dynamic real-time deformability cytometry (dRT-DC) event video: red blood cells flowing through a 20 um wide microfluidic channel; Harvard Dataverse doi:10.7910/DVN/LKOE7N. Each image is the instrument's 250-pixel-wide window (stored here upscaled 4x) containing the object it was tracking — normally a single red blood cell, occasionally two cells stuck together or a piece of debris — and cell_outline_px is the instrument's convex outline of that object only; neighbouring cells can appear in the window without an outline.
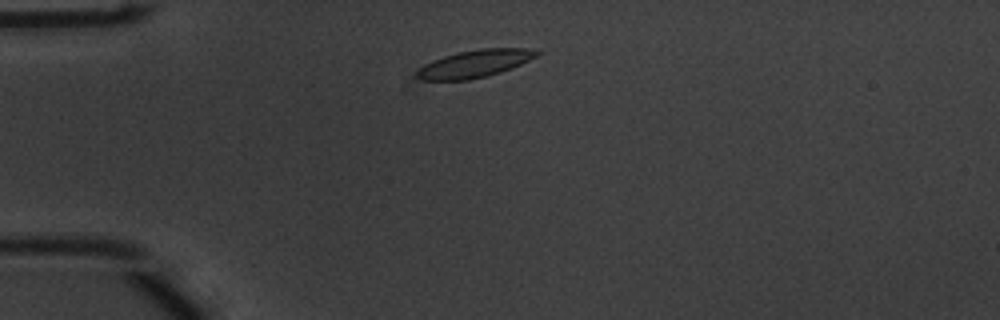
{"species": "common noctule bat (a hibernating species)", "species_latin": "Nyctalus noctula", "temperature_condition": "warm", "stored_images_in_passage": 40, "camera_frame_rate_fps": 3000, "um_per_image_px": 0.085, "animal": {"sex": "male", "body_mass_g": 20.1, "forearm_length_mm": 53.5}, "frame": {"image": 1, "passage_image": 1, "time_ms": 0.0, "image_size_px": [1000, 320], "cell_outline_px": [[540, 52], [536, 56], [512, 68], [488, 76], [468, 80], [420, 80], [416, 76], [416, 72], [424, 64], [432, 60], [444, 56], [460, 52], [480, 48], [528, 48]], "centroid_in_image_um": [40.32, 5.42], "position_along_channel_um": 44.7, "area_um2": 19.07}}
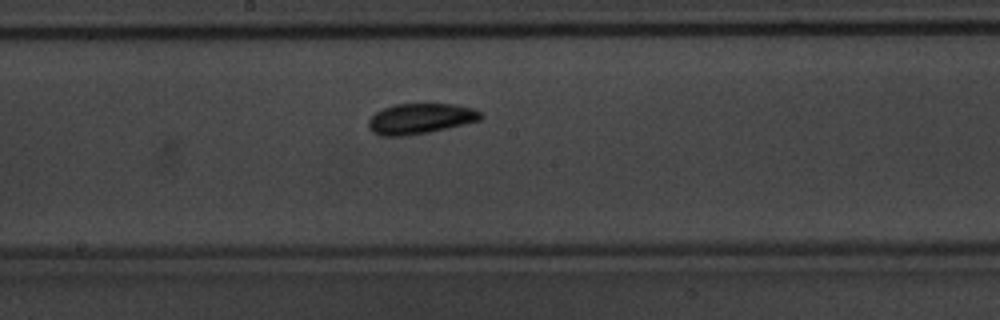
{"frame": {"image": 2, "passage_image": 16, "time_ms": 5.0, "image_size_px": [1000, 320], "cell_outline_px": [[484, 116], [480, 120], [464, 124], [428, 132], [408, 136], [380, 136], [372, 132], [368, 128], [368, 120], [376, 112], [384, 108], [396, 104], [456, 104], [472, 108], [480, 112]], "centroid_in_image_um": [35.71, 10.09], "position_along_channel_um": 212.5, "area_um2": 19.94}}
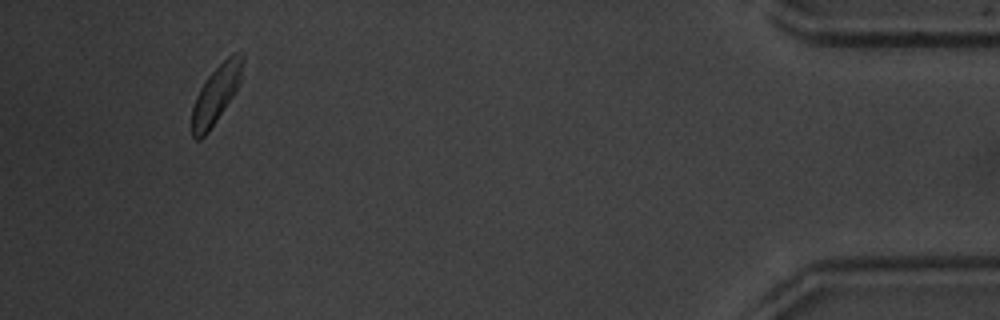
{"frame": {"image": 3, "passage_image": 37, "time_ms": 12.0, "image_size_px": [1000, 320], "cell_outline_px": [[244, 60], [240, 84], [236, 92], [208, 132], [200, 140], [196, 140], [192, 136], [192, 108], [196, 96], [200, 88], [208, 76], [232, 52], [244, 52]], "centroid_in_image_um": [18.39, 7.99], "position_along_channel_um": 416.8, "area_um2": 17.22}, "authors_computed_cell_mechanics": {"area_um2": 18.6983, "velocity_mm_per_s": 3.8371, "shape_relaxation_time_tau1_ms": 2.2231, "shape_relaxation_time_tau2_ms": null, "deformation_change_tau1": 0.0921, "deformation_change_tau2": null}}